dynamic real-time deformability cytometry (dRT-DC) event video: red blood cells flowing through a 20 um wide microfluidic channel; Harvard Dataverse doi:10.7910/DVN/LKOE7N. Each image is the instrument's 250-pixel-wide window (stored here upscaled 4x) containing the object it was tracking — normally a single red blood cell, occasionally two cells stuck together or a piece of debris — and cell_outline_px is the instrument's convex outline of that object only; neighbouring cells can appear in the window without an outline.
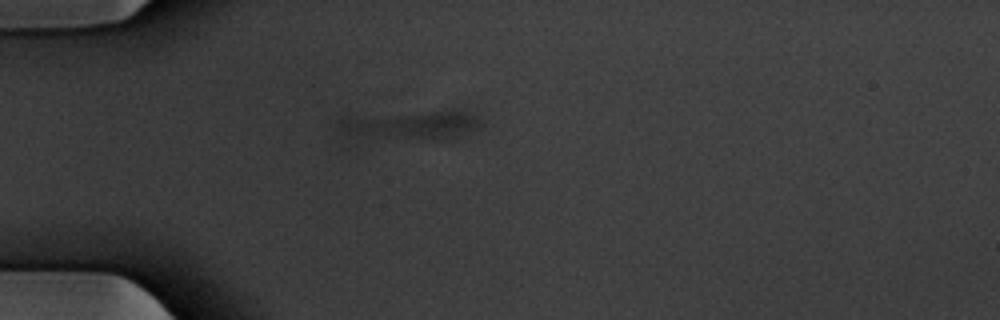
{"species": "common noctule bat (a hibernating species)", "species_latin": "Nyctalus noctula", "temperature_condition": "warm", "stored_images_in_passage": 18, "segment_of_instrument_passage": [1, 2], "camera_frame_rate_fps": 3000, "um_per_image_px": 0.085, "animal": {"sex": "male", "body_mass_g": 20.1, "forearm_length_mm": 53.5}, "frame": {"image": 1, "passage_image": 16, "time_ms": 5.0, "image_size_px": [1000, 320], "cell_outline_px": [[484, 128], [452, 140], [348, 148], [340, 148], [336, 128], [336, 120], [340, 116], [452, 108], [464, 108], [480, 116], [484, 120]], "centroid_in_image_um": [34.53, 10.82], "position_along_channel_um": 50.5, "area_um2": 31.96}}